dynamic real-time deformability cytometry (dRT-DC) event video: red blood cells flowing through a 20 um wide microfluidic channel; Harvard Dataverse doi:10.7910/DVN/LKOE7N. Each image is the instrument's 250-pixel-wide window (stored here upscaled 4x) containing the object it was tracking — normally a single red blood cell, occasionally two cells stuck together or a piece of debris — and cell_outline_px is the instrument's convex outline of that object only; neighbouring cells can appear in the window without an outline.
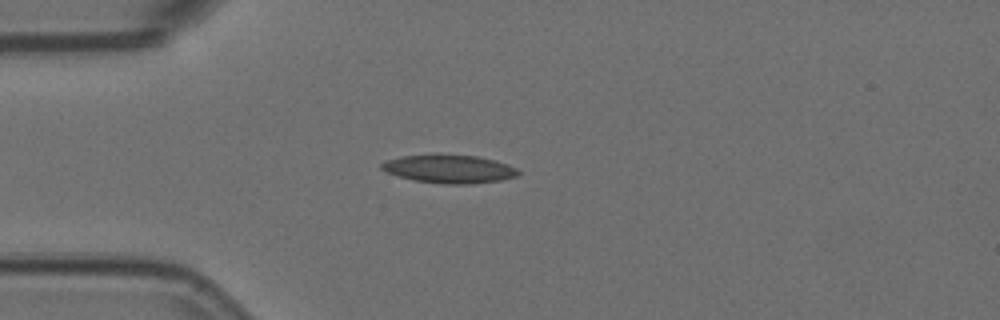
{"species": "Egyptian fruit bat (a non-hibernating species)", "species_latin": "Rousettus aegyptiacus", "temperature_condition": "room temperature", "stored_images_in_passage": 4, "camera_frame_rate_fps": 3000, "um_per_image_px": 0.085, "animal": {"sex": "female"}, "frame": {"image": 1, "passage_image": 4, "time_ms": 1.0, "image_size_px": [1000, 320], "cell_outline_px": [[520, 172], [516, 176], [500, 180], [472, 184], [444, 184], [412, 180], [384, 172], [380, 168], [380, 164], [388, 160], [404, 156], [432, 152], [436, 152], [476, 156], [496, 160], [508, 164], [516, 168]], "centroid_in_image_um": [38.15, 14.33], "position_along_channel_um": 46.9, "area_um2": 23.18}}